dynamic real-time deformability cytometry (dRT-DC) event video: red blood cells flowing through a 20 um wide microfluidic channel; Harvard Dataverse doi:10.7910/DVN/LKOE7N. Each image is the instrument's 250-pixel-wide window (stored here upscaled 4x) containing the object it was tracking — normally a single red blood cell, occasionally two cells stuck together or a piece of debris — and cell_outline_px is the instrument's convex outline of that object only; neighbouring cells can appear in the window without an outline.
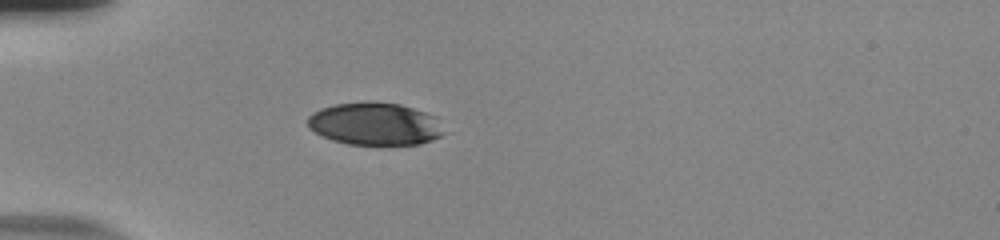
{"species": "human", "species_latin": "Homo sapiens", "temperature_condition": "room temperature", "stored_images_in_passage": 40, "camera_frame_rate_fps": 3000, "um_per_image_px": 0.085, "donor": {"sex": "male"}, "frame": {"image": 1, "passage_image": 1, "time_ms": 0.0, "image_size_px": [1000, 240], "cell_outline_px": [[444, 132], [440, 136], [432, 140], [420, 144], [348, 144], [332, 140], [320, 136], [308, 128], [308, 116], [312, 112], [320, 108], [336, 104], [400, 104], [436, 116]], "centroid_in_image_um": [31.84, 10.56], "position_along_channel_um": 53.2, "area_um2": 33.12}}
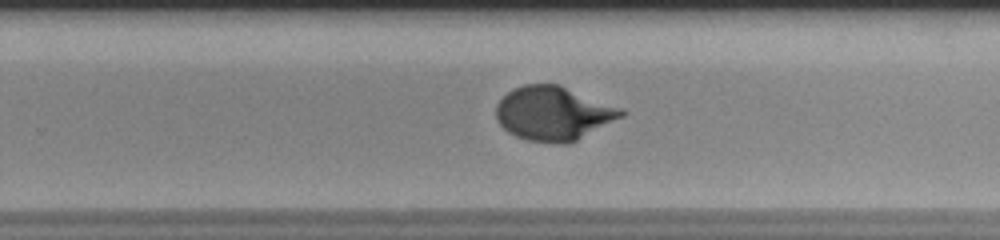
{"frame": {"image": 2, "passage_image": 21, "time_ms": 6.667, "image_size_px": [1000, 240], "cell_outline_px": [[624, 116], [568, 144], [556, 144], [528, 140], [516, 136], [508, 132], [496, 120], [496, 104], [508, 92], [524, 84], [556, 84], [620, 108], [624, 112]], "centroid_in_image_um": [46.99, 9.66], "position_along_channel_um": 282.8, "area_um2": 38.78}}
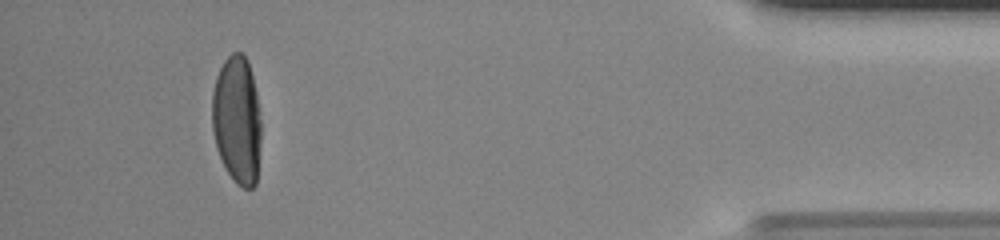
{"frame": {"image": 3, "passage_image": 36, "time_ms": 11.667, "image_size_px": [1000, 240], "cell_outline_px": [[260, 144], [256, 184], [252, 188], [244, 188], [236, 184], [228, 172], [216, 148], [212, 128], [212, 92], [216, 76], [224, 60], [232, 52], [240, 52], [248, 60], [256, 92], [260, 120]], "centroid_in_image_um": [20.13, 10.19], "position_along_channel_um": 415.1, "area_um2": 36.59}, "authors_computed_cell_mechanics": {"area_um2": 38.4081, "velocity_mm_per_s": 3.7078, "shape_relaxation_time_tau1_ms": 4.8387, "shape_relaxation_time_tau2_ms": null, "deformation_change_tau1": 0.2209, "deformation_change_tau2": null}}